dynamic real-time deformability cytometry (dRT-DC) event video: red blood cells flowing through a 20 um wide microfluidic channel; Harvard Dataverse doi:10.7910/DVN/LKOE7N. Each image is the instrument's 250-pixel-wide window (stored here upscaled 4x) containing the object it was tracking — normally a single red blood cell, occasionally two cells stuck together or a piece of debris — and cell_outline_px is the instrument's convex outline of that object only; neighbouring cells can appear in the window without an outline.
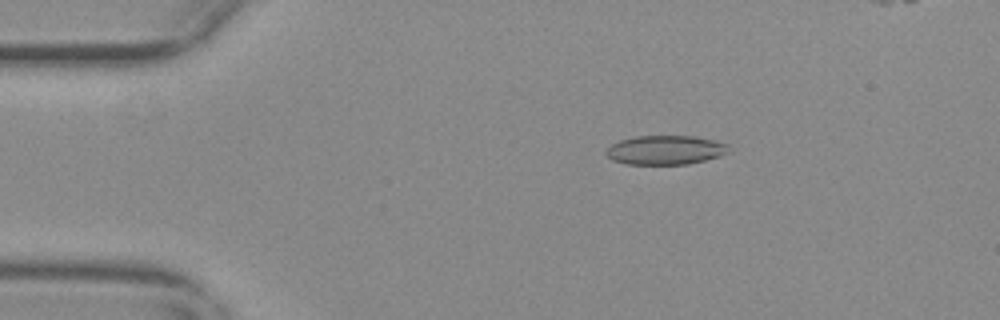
{"species": "common noctule bat (a hibernating species)", "species_latin": "Nyctalus noctula", "temperature_condition": "warm", "stored_images_in_passage": 17, "camera_frame_rate_fps": 3000, "um_per_image_px": 0.085, "animal": {"sex": "female", "body_mass_g": 29.2, "forearm_length_mm": 56.3}, "frame": {"image": 1, "passage_image": 10, "time_ms": 3.0, "image_size_px": [1000, 320], "cell_outline_px": [[728, 152], [704, 160], [688, 164], [628, 164], [612, 160], [604, 152], [612, 144], [620, 140], [636, 136], [696, 136], [716, 140], [728, 144]], "centroid_in_image_um": [56.54, 12.74], "position_along_channel_um": 28.5, "area_um2": 20.69}}